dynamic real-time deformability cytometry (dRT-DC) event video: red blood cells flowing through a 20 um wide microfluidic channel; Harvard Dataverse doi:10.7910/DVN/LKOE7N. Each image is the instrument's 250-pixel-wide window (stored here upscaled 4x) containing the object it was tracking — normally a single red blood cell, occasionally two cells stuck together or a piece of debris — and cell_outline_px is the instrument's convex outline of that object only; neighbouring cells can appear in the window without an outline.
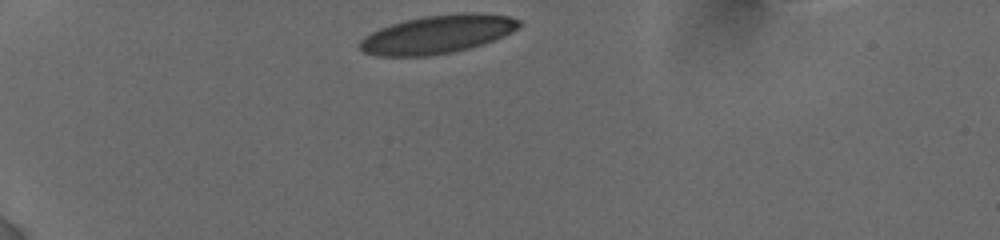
{"species": "human", "species_latin": "Homo sapiens", "temperature_condition": "cold", "stored_images_in_passage": 3, "camera_frame_rate_fps": 3000, "um_per_image_px": 0.085, "donor": {"sex": "female"}, "frame": {"image": 1, "passage_image": 1, "time_ms": 0.0, "image_size_px": [1000, 240], "cell_outline_px": [[520, 28], [504, 36], [484, 44], [452, 52], [432, 56], [380, 56], [364, 52], [356, 44], [364, 36], [380, 28], [404, 20], [424, 16], [460, 12], [480, 12], [508, 16], [520, 20]], "centroid_in_image_um": [37.2, 2.91], "position_along_channel_um": 47.8, "area_um2": 35.89}}
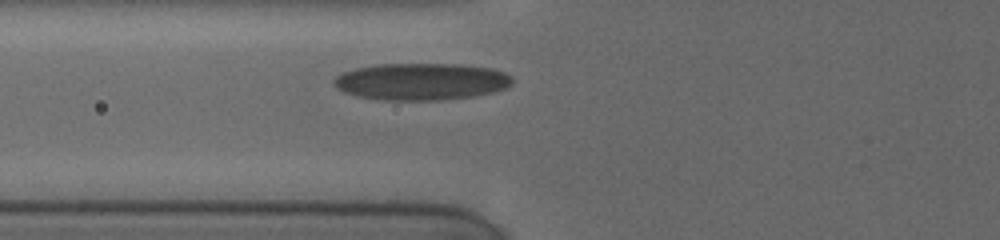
{"frame": {"image": 2, "passage_image": 3, "time_ms": 2.333, "image_size_px": [1000, 240], "cell_outline_px": [[512, 84], [508, 88], [492, 92], [472, 96], [440, 100], [384, 100], [360, 96], [344, 92], [336, 88], [332, 84], [332, 80], [336, 76], [344, 72], [356, 68], [376, 64], [464, 64], [492, 68], [504, 72], [512, 76]], "centroid_in_image_um": [35.82, 6.92], "position_along_channel_um": 90.0, "area_um2": 38.61}}